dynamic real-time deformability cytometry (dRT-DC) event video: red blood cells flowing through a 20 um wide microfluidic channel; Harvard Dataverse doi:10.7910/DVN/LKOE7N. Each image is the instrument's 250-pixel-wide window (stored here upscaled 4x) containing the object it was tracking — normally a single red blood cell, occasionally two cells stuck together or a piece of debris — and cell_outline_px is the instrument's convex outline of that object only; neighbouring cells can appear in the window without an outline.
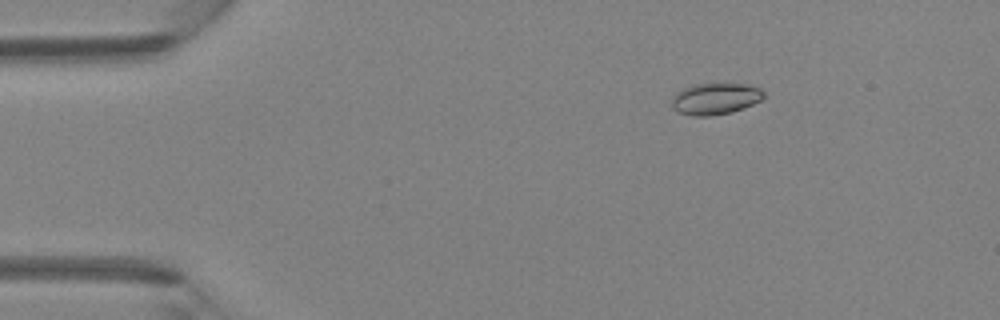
{"species": "Egyptian fruit bat (a non-hibernating species)", "species_latin": "Rousettus aegyptiacus", "temperature_condition": "room temperature", "stored_images_in_passage": 4, "camera_frame_rate_fps": 3000, "um_per_image_px": 0.085, "animal": {"sex": "female"}, "frame": {"image": 1, "passage_image": 2, "time_ms": 1.333, "image_size_px": [1000, 320], "cell_outline_px": [[764, 96], [760, 100], [744, 108], [732, 112], [712, 116], [692, 116], [680, 112], [672, 108], [672, 96], [676, 92], [692, 84], [716, 80], [724, 80], [748, 84], [760, 88], [764, 92]], "centroid_in_image_um": [60.81, 8.32], "position_along_channel_um": 24.2, "area_um2": 17.86}}